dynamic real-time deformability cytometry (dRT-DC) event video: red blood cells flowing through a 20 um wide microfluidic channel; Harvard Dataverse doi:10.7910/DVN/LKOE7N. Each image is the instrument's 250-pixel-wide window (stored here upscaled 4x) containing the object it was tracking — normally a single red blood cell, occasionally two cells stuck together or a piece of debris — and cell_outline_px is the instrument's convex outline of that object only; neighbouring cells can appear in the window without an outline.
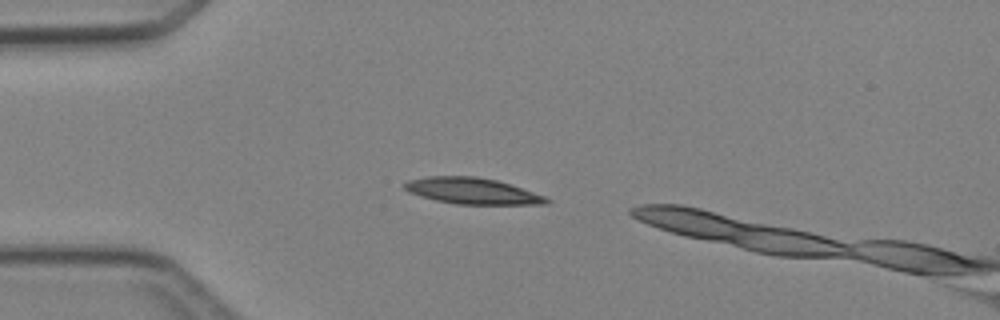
{"species": "Egyptian fruit bat (a non-hibernating species)", "species_latin": "Rousettus aegyptiacus", "temperature_condition": "cold", "stored_images_in_passage": 1, "camera_frame_rate_fps": 3000, "um_per_image_px": 0.085, "animal": {"sex": "female"}, "frame": {"image": 1, "passage_image": 1, "time_ms": 0.0, "image_size_px": [1000, 320], "cell_outline_px": [[552, 200], [548, 204], [456, 204], [436, 200], [408, 192], [404, 188], [404, 184], [408, 180], [428, 176], [476, 176], [496, 180], [544, 196]], "centroid_in_image_um": [40.12, 16.23], "position_along_channel_um": 44.9, "area_um2": 21.39}}